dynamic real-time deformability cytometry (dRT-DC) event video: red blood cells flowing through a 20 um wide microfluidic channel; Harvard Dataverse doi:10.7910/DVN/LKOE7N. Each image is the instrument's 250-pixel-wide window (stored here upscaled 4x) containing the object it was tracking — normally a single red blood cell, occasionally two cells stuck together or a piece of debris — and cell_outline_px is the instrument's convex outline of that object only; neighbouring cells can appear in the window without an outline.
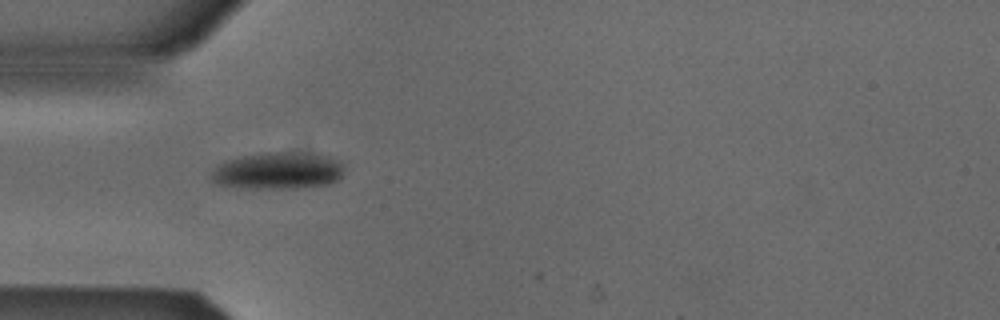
{"species": "Egyptian fruit bat (a non-hibernating species)", "species_latin": "Rousettus aegyptiacus", "temperature_condition": "cold", "stored_images_in_passage": 3, "camera_frame_rate_fps": 3000, "um_per_image_px": 0.085, "animal": {"sex": "male"}, "frame": {"image": 1, "passage_image": 2, "time_ms": 0.333, "image_size_px": [1000, 320], "cell_outline_px": [[344, 168], [340, 180], [328, 184], [296, 188], [244, 188], [216, 184], [212, 180], [212, 172], [216, 164], [228, 160], [244, 156], [268, 152], [284, 152], [328, 156], [340, 160], [344, 164]], "centroid_in_image_um": [23.65, 14.52], "position_along_channel_um": 61.4, "area_um2": 28.55}}
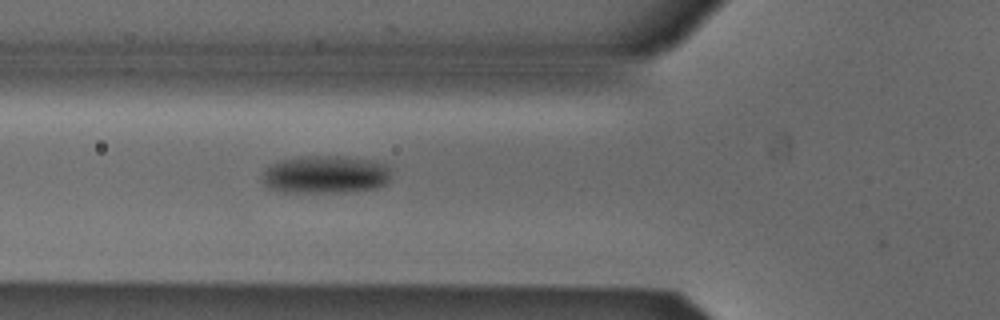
{"frame": {"image": 2, "passage_image": 3, "time_ms": 0.667, "image_size_px": [1000, 320], "cell_outline_px": [[392, 168], [388, 180], [384, 184], [376, 188], [344, 192], [280, 192], [268, 188], [264, 184], [264, 172], [272, 164], [280, 160], [300, 156], [348, 156], [372, 160], [388, 164]], "centroid_in_image_um": [27.7, 14.82], "position_along_channel_um": 98.1, "area_um2": 28.67}}